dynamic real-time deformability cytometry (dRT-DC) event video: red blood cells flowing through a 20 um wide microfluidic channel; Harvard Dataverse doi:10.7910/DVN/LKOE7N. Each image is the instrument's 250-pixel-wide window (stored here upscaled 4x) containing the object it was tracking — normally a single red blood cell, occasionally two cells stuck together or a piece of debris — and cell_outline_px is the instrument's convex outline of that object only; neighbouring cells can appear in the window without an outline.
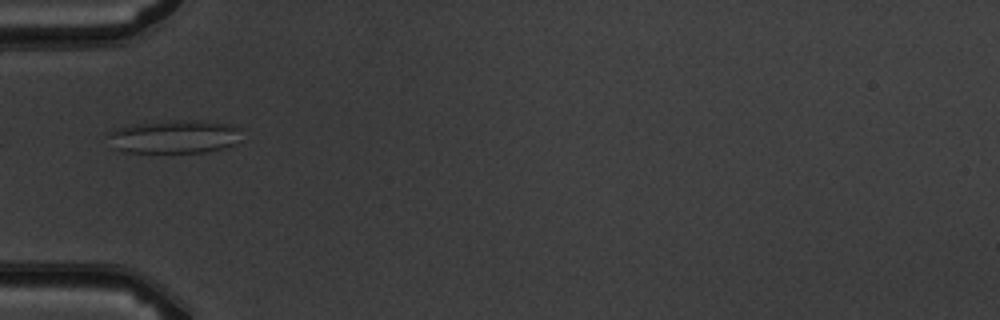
{"species": "common noctule bat (a hibernating species)", "species_latin": "Nyctalus noctula", "temperature_condition": "warm", "stored_images_in_passage": 6, "camera_frame_rate_fps": 3000, "um_per_image_px": 0.085, "animal": {"sex": "male", "body_mass_g": 19.5, "forearm_length_mm": 54.6}, "frame": {"image": 1, "passage_image": 5, "time_ms": 4.667, "image_size_px": [1000, 320], "cell_outline_px": [[244, 140], [236, 144], [204, 152], [124, 152], [112, 148], [104, 136], [104, 132], [132, 124], [164, 120], [200, 120], [232, 124], [240, 128]], "centroid_in_image_um": [14.79, 11.6], "position_along_channel_um": 70.2, "area_um2": 26.82}}
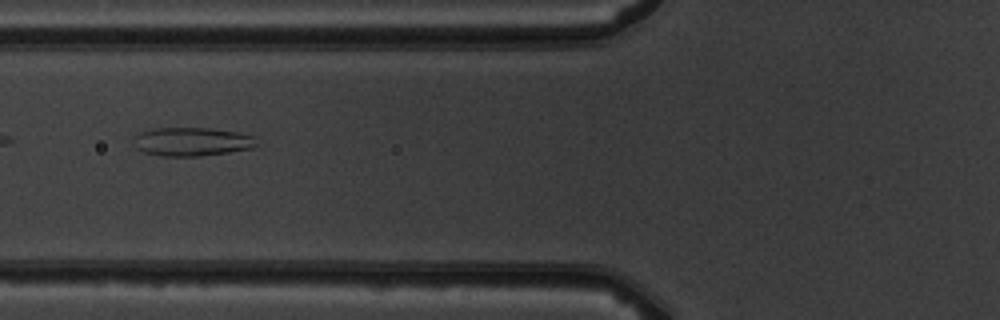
{"frame": {"image": 2, "passage_image": 6, "time_ms": 5.667, "image_size_px": [1000, 320], "cell_outline_px": [[256, 144], [252, 148], [228, 152], [200, 156], [160, 156], [144, 152], [136, 148], [136, 136], [140, 132], [156, 128], [208, 128], [236, 132], [252, 136]], "centroid_in_image_um": [16.29, 12.05], "position_along_channel_um": 109.5, "area_um2": 20.11}}